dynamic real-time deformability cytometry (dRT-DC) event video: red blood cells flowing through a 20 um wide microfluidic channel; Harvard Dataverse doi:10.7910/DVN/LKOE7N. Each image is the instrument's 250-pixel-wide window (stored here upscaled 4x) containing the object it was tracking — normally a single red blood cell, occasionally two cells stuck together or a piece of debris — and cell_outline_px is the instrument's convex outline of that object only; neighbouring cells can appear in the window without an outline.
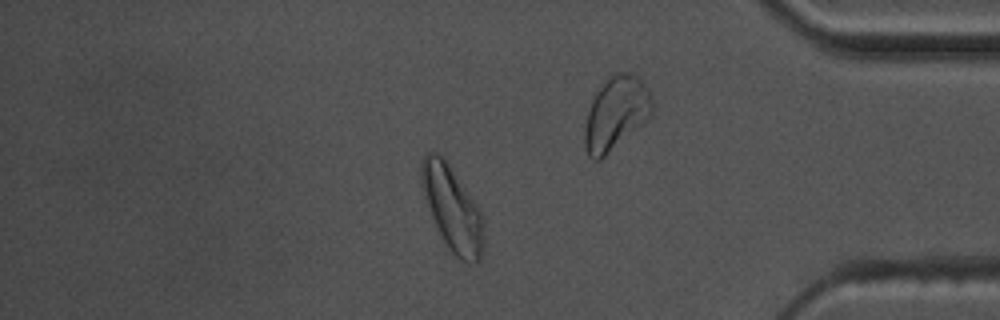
{"species": "common noctule bat (a hibernating species)", "species_latin": "Nyctalus noctula", "temperature_condition": "warm", "stored_images_in_passage": 58, "camera_frame_rate_fps": 3000, "um_per_image_px": 0.085, "animal": {"sex": "male", "body_mass_g": 17.5, "forearm_length_mm": 52.3}, "frame": {"image": 1, "passage_image": 50, "time_ms": 16.333, "image_size_px": [1000, 320], "cell_outline_px": [[484, 244], [480, 260], [472, 264], [468, 264], [460, 260], [448, 248], [432, 216], [424, 196], [420, 180], [420, 164], [424, 156], [428, 152], [436, 152], [448, 164], [476, 204], [480, 212], [484, 240]], "centroid_in_image_um": [38.43, 17.76], "position_along_channel_um": 396.8, "area_um2": 30.06}, "authors_computed_cell_mechanics": {"area_um2": 24.4783, "velocity_mm_per_s": 3.5601, "shape_relaxation_time_tau1_ms": 9.7647, "shape_relaxation_time_tau2_ms": 1.5711, "deformation_change_tau1": 0.1901, "deformation_change_tau2": 0.0902}}